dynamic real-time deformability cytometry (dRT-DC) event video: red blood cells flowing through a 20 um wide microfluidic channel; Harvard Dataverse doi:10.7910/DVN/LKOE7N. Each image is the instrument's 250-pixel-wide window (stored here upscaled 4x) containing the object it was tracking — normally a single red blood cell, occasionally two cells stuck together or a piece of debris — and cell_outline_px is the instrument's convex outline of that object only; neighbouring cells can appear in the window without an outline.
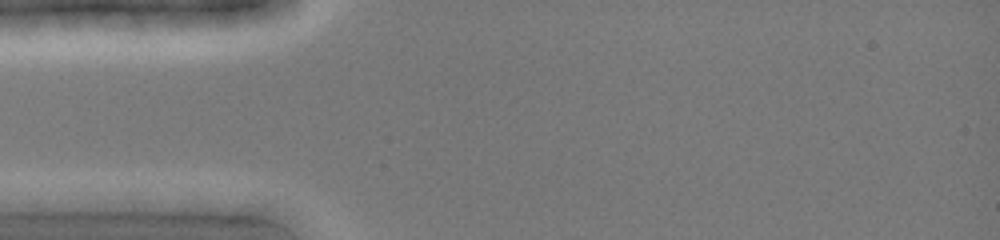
{"species": "common noctule bat (a hibernating species)", "species_latin": "Nyctalus noctula", "temperature_condition": "cold", "stored_images_in_passage": 2, "camera_frame_rate_fps": 3000, "um_per_image_px": 0.085, "animal": {"sex": "female", "body_mass_g": 19.0, "forearm_length_mm": 51.5}, "frame": {"image": 1, "passage_image": 1, "time_ms": 0.0, "image_size_px": [1000, 240], "cell_outline_px": [[164, 200], [96, 212], [24, 200], [24, 196], [28, 192], [156, 192]], "centroid_in_image_um": [7.94, 16.96], "position_along_channel_um": 77.1, "area_um2": 13.87}}